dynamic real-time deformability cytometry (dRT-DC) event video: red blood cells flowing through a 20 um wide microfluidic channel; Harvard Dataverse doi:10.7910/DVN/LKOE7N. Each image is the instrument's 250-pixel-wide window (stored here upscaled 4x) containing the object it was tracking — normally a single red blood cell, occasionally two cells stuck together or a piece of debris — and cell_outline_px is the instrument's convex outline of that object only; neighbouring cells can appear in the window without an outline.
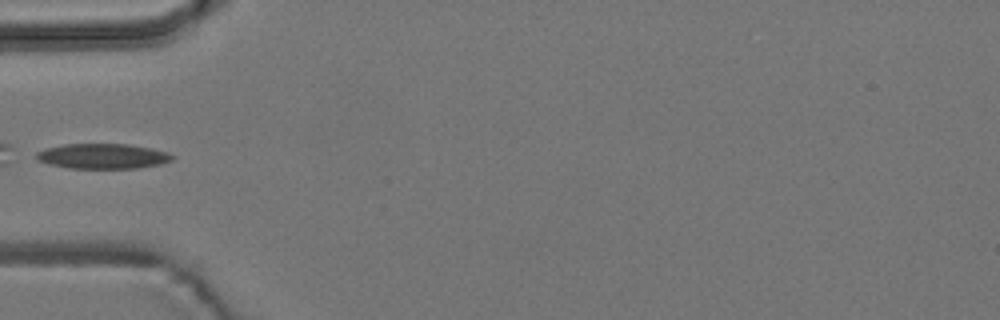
{"species": "common noctule bat (a hibernating species)", "species_latin": "Nyctalus noctula", "temperature_condition": "room temperature", "stored_images_in_passage": 5, "camera_frame_rate_fps": 3000, "um_per_image_px": 0.085, "animal": {"sex": "male", "body_mass_g": 19.2, "forearm_length_mm": 51.8}, "frame": {"image": 1, "passage_image": 5, "time_ms": 4.667, "image_size_px": [1000, 320], "cell_outline_px": [[176, 156], [172, 160], [160, 164], [140, 168], [68, 168], [48, 164], [36, 160], [36, 152], [44, 148], [64, 144], [128, 144], [152, 148], [168, 152]], "centroid_in_image_um": [8.73, 13.27], "position_along_channel_um": 76.3, "area_um2": 20.11}}